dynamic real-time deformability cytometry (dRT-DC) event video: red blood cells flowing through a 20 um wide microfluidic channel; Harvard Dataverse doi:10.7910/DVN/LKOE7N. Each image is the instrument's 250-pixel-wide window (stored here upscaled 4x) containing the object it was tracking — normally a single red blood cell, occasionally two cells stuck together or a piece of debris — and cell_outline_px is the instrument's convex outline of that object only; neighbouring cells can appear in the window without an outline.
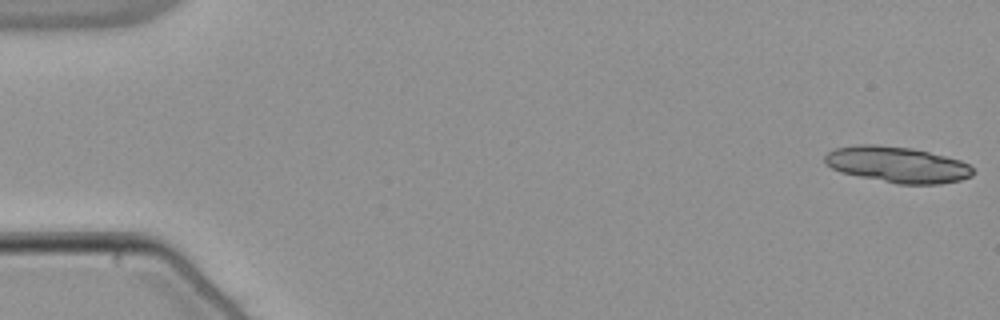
{"species": "common noctule bat (a hibernating species)", "species_latin": "Nyctalus noctula", "temperature_condition": "warm", "stored_images_in_passage": 21, "segment_of_instrument_passage": [1, 2], "camera_frame_rate_fps": 3000, "um_per_image_px": 0.085, "animal": {"sex": "male", "body_mass_g": 21.5, "forearm_length_mm": 52.0}, "frame": {"image": 1, "passage_image": 1, "time_ms": 0.0, "image_size_px": [1000, 320], "cell_outline_px": [[972, 176], [960, 180], [940, 184], [896, 184], [840, 172], [824, 164], [824, 156], [828, 152], [836, 148], [860, 144], [876, 144], [912, 148], [960, 160], [968, 164], [972, 168]], "centroid_in_image_um": [76.24, 13.99], "position_along_channel_um": 8.8, "area_um2": 31.04}}